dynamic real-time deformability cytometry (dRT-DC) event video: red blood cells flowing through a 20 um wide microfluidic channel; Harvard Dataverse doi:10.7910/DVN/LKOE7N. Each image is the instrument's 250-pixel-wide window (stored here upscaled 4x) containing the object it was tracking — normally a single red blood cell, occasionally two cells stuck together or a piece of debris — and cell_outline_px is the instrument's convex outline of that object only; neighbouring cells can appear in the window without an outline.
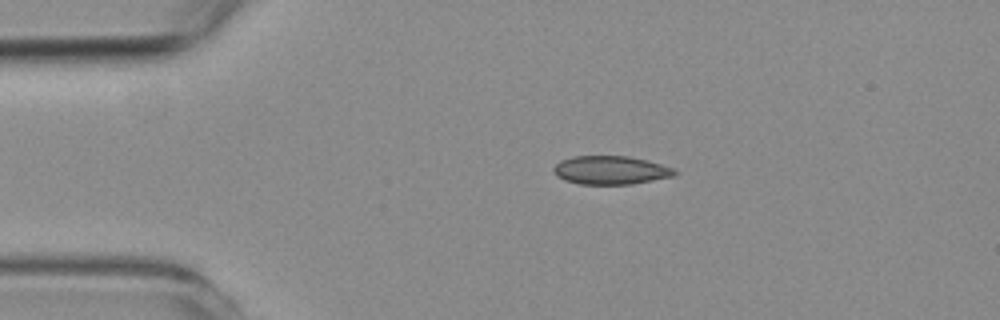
{"species": "common noctule bat (a hibernating species)", "species_latin": "Nyctalus noctula", "temperature_condition": "room temperature", "stored_images_in_passage": 47, "camera_frame_rate_fps": 3000, "um_per_image_px": 0.085, "animal": {"sex": "female", "body_mass_g": 19.3, "forearm_length_mm": 54.1}, "frame": {"image": 1, "passage_image": 1, "time_ms": 0.0, "image_size_px": [1000, 320], "cell_outline_px": [[680, 172], [676, 176], [632, 184], [580, 184], [564, 180], [556, 176], [552, 172], [552, 168], [560, 160], [572, 156], [628, 156], [660, 164], [672, 168]], "centroid_in_image_um": [51.88, 14.47], "position_along_channel_um": 33.1, "area_um2": 20.23}}
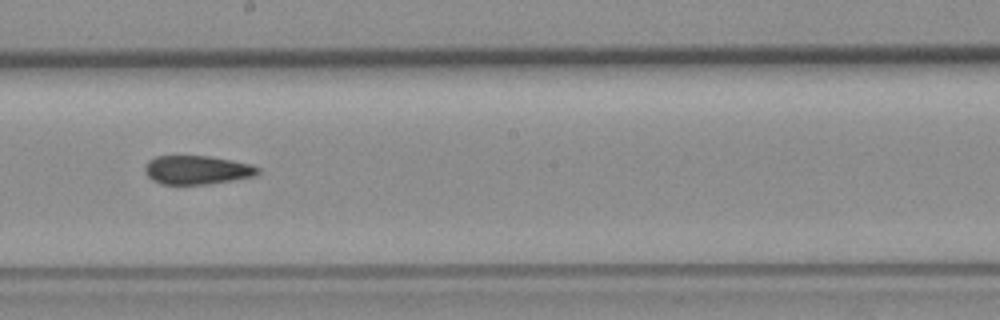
{"frame": {"image": 2, "passage_image": 21, "time_ms": 6.667, "image_size_px": [1000, 320], "cell_outline_px": [[260, 172], [256, 176], [208, 184], [160, 184], [152, 180], [144, 172], [144, 164], [148, 160], [156, 156], [208, 156], [232, 160], [252, 164], [260, 168]], "centroid_in_image_um": [16.74, 14.44], "position_along_channel_um": 231.5, "area_um2": 19.13}}
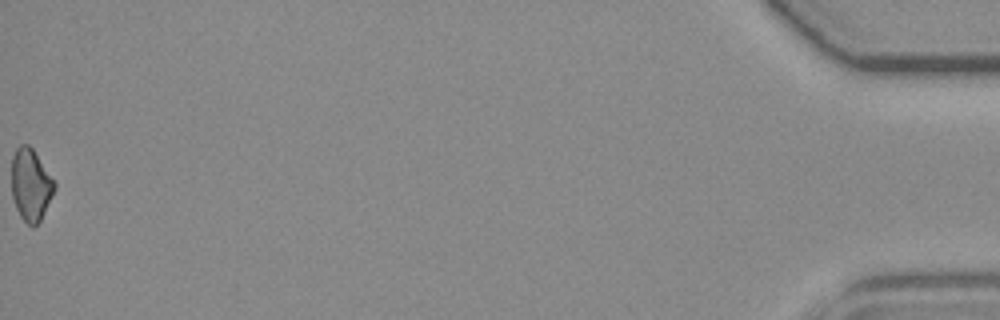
{"frame": {"image": 3, "passage_image": 47, "time_ms": 15.333, "image_size_px": [1000, 320], "cell_outline_px": [[56, 188], [40, 220], [32, 228], [20, 216], [16, 208], [12, 196], [12, 156], [16, 148], [20, 144], [28, 144], [32, 148], [56, 184]], "centroid_in_image_um": [2.6, 15.7], "position_along_channel_um": 432.6, "area_um2": 17.8}, "authors_computed_cell_mechanics": {"area_um2": 19.3052, "velocity_mm_per_s": 3.5805, "shape_relaxation_time_tau1_ms": null, "shape_relaxation_time_tau2_ms": 9.9042, "deformation_change_tau1": null, "deformation_change_tau2": 0.1272}}